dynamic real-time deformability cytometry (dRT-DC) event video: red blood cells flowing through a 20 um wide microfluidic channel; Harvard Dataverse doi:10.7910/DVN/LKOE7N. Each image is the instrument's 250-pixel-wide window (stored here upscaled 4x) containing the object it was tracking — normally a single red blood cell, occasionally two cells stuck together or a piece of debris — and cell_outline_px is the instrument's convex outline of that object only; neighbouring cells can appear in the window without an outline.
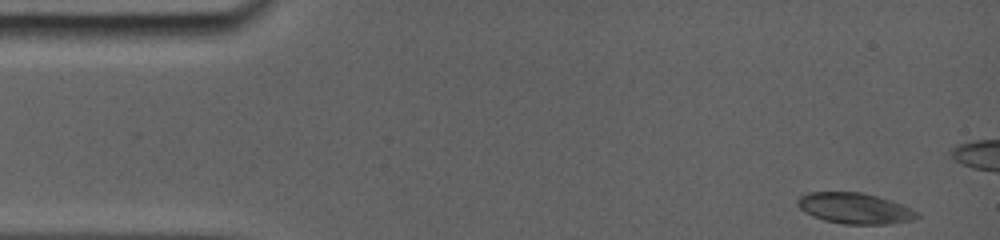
{"species": "common noctule bat (a hibernating species)", "species_latin": "Nyctalus noctula", "temperature_condition": "room temperature", "stored_images_in_passage": 20, "camera_frame_rate_fps": 5000, "um_per_image_px": 0.085, "animal": {"sex": "female", "body_mass_g": 19.0, "forearm_length_mm": 56.7}, "frame": {"image": 1, "passage_image": 1, "time_ms": 0.0, "image_size_px": [1000, 240], "cell_outline_px": [[920, 216], [916, 220], [888, 224], [844, 224], [824, 220], [812, 216], [804, 212], [796, 204], [796, 200], [800, 196], [808, 192], [860, 192], [892, 200], [912, 208]], "centroid_in_image_um": [72.66, 17.71], "position_along_channel_um": 12.3, "area_um2": 21.68}}
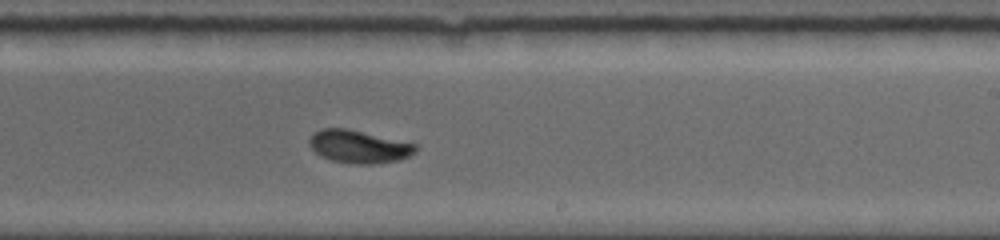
{"frame": {"image": 2, "passage_image": 10, "time_ms": 9.0, "image_size_px": [1000, 240], "cell_outline_px": [[420, 148], [416, 152], [400, 160], [372, 164], [352, 164], [332, 160], [320, 156], [308, 144], [308, 140], [320, 128], [344, 128], [416, 144]], "centroid_in_image_um": [30.51, 12.48], "position_along_channel_um": 258.5, "area_um2": 20.17}}
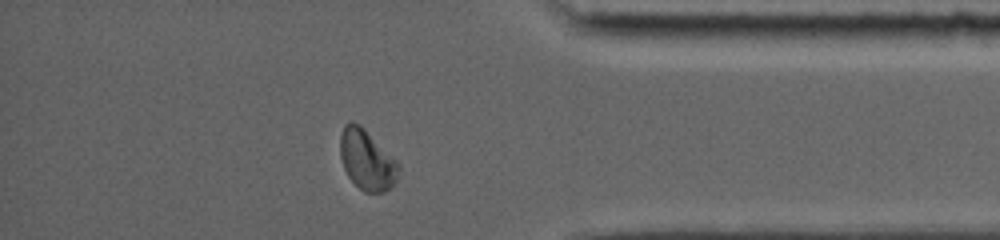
{"frame": {"image": 3, "passage_image": 17, "time_ms": 13.0, "image_size_px": [1000, 240], "cell_outline_px": [[400, 168], [396, 180], [384, 192], [364, 192], [348, 176], [344, 168], [340, 156], [340, 136], [344, 124], [352, 120], [360, 124], [400, 164]], "centroid_in_image_um": [31.17, 13.56], "position_along_channel_um": 404.0, "area_um2": 20.35}, "authors_computed_cell_mechanics": {"area_um2": 20.0855, "velocity_mm_per_s": 3.8587, "shape_relaxation_time_tau1_ms": 3.2987, "shape_relaxation_time_tau2_ms": 4.4343, "deformation_change_tau1": 0.1141, "deformation_change_tau2": 0.0538}}